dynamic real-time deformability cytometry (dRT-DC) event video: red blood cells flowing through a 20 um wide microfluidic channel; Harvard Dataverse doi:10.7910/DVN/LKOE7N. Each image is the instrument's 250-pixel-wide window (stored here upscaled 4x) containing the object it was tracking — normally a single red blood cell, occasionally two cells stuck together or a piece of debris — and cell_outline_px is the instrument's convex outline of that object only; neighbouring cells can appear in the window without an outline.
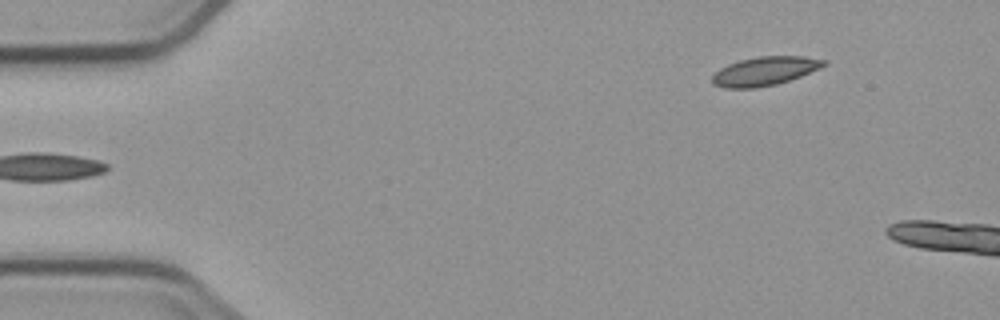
{"species": "common noctule bat (a hibernating species)", "species_latin": "Nyctalus noctula", "temperature_condition": "cold", "stored_images_in_passage": 5, "camera_frame_rate_fps": 3000, "um_per_image_px": 0.085, "animal": {"sex": "male", "body_mass_g": 23.1, "forearm_length_mm": 52.7}, "frame": {"image": 1, "passage_image": 5, "time_ms": 6.0, "image_size_px": [1000, 320], "cell_outline_px": [[828, 64], [820, 68], [800, 76], [776, 84], [756, 88], [724, 88], [712, 84], [712, 76], [720, 68], [728, 64], [740, 60], [756, 56], [804, 56], [828, 60]], "centroid_in_image_um": [65.01, 6.04], "position_along_channel_um": 20.0, "area_um2": 18.79}}